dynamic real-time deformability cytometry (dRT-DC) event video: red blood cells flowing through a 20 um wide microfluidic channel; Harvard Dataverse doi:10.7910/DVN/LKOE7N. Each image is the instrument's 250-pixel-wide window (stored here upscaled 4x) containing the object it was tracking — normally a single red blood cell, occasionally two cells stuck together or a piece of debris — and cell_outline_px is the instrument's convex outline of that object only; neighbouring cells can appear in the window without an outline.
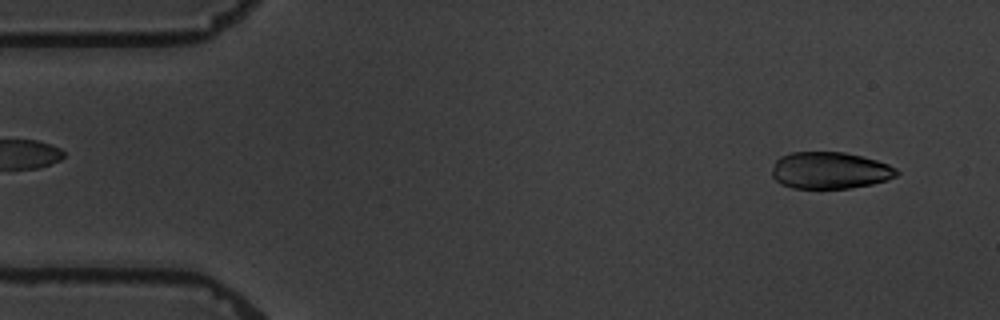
{"species": "common noctule bat (a hibernating species)", "species_latin": "Nyctalus noctula", "temperature_condition": "warm", "stored_images_in_passage": 3, "camera_frame_rate_fps": 3000, "um_per_image_px": 0.085, "animal": {"sex": "male", "body_mass_g": 19.5, "forearm_length_mm": 54.6}, "frame": {"image": 1, "passage_image": 1, "time_ms": 0.0, "image_size_px": [1000, 320], "cell_outline_px": [[900, 172], [896, 176], [888, 180], [872, 184], [852, 188], [792, 188], [780, 184], [772, 176], [772, 168], [776, 160], [780, 156], [792, 152], [844, 152], [876, 160], [888, 164], [896, 168]], "centroid_in_image_um": [70.54, 14.49], "position_along_channel_um": 14.5, "area_um2": 26.88}}